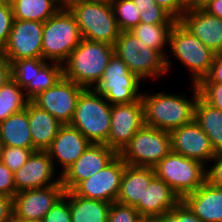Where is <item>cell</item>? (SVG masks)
Instances as JSON below:
<instances>
[{
    "mask_svg": "<svg viewBox=\"0 0 222 222\" xmlns=\"http://www.w3.org/2000/svg\"><path fill=\"white\" fill-rule=\"evenodd\" d=\"M192 85L193 96L188 98L175 93H142L144 125L170 132L194 121L195 106L199 97L196 84Z\"/></svg>",
    "mask_w": 222,
    "mask_h": 222,
    "instance_id": "6da1fadb",
    "label": "cell"
},
{
    "mask_svg": "<svg viewBox=\"0 0 222 222\" xmlns=\"http://www.w3.org/2000/svg\"><path fill=\"white\" fill-rule=\"evenodd\" d=\"M114 54V46L82 39L63 65V77L84 89H94Z\"/></svg>",
    "mask_w": 222,
    "mask_h": 222,
    "instance_id": "7a4b0ae2",
    "label": "cell"
},
{
    "mask_svg": "<svg viewBox=\"0 0 222 222\" xmlns=\"http://www.w3.org/2000/svg\"><path fill=\"white\" fill-rule=\"evenodd\" d=\"M168 47L171 50L167 53L166 58L167 73L171 69L172 63L168 56V54H171L188 69L191 75V84L197 85L208 75L216 53L188 31L179 21H176L171 29Z\"/></svg>",
    "mask_w": 222,
    "mask_h": 222,
    "instance_id": "3957f363",
    "label": "cell"
},
{
    "mask_svg": "<svg viewBox=\"0 0 222 222\" xmlns=\"http://www.w3.org/2000/svg\"><path fill=\"white\" fill-rule=\"evenodd\" d=\"M112 105L94 89L79 95L70 125L92 144H106L110 134Z\"/></svg>",
    "mask_w": 222,
    "mask_h": 222,
    "instance_id": "277c9868",
    "label": "cell"
},
{
    "mask_svg": "<svg viewBox=\"0 0 222 222\" xmlns=\"http://www.w3.org/2000/svg\"><path fill=\"white\" fill-rule=\"evenodd\" d=\"M81 40L79 26L73 14L69 10L59 9L44 22L43 59L63 64Z\"/></svg>",
    "mask_w": 222,
    "mask_h": 222,
    "instance_id": "5b68a950",
    "label": "cell"
},
{
    "mask_svg": "<svg viewBox=\"0 0 222 222\" xmlns=\"http://www.w3.org/2000/svg\"><path fill=\"white\" fill-rule=\"evenodd\" d=\"M113 46L114 53L140 80H158V77L167 74L166 58L129 31L120 32Z\"/></svg>",
    "mask_w": 222,
    "mask_h": 222,
    "instance_id": "8992f818",
    "label": "cell"
},
{
    "mask_svg": "<svg viewBox=\"0 0 222 222\" xmlns=\"http://www.w3.org/2000/svg\"><path fill=\"white\" fill-rule=\"evenodd\" d=\"M154 171L156 177L169 185L181 200L206 181L204 164L172 151L154 167Z\"/></svg>",
    "mask_w": 222,
    "mask_h": 222,
    "instance_id": "52a82bcc",
    "label": "cell"
},
{
    "mask_svg": "<svg viewBox=\"0 0 222 222\" xmlns=\"http://www.w3.org/2000/svg\"><path fill=\"white\" fill-rule=\"evenodd\" d=\"M76 19L82 39L114 45L120 29L111 3L95 0L69 10Z\"/></svg>",
    "mask_w": 222,
    "mask_h": 222,
    "instance_id": "ba28073f",
    "label": "cell"
},
{
    "mask_svg": "<svg viewBox=\"0 0 222 222\" xmlns=\"http://www.w3.org/2000/svg\"><path fill=\"white\" fill-rule=\"evenodd\" d=\"M171 151L169 132L144 125L118 155L127 165L154 168Z\"/></svg>",
    "mask_w": 222,
    "mask_h": 222,
    "instance_id": "9c48e42d",
    "label": "cell"
},
{
    "mask_svg": "<svg viewBox=\"0 0 222 222\" xmlns=\"http://www.w3.org/2000/svg\"><path fill=\"white\" fill-rule=\"evenodd\" d=\"M140 81L114 53L94 90L111 105L130 104L141 99Z\"/></svg>",
    "mask_w": 222,
    "mask_h": 222,
    "instance_id": "30bf717a",
    "label": "cell"
},
{
    "mask_svg": "<svg viewBox=\"0 0 222 222\" xmlns=\"http://www.w3.org/2000/svg\"><path fill=\"white\" fill-rule=\"evenodd\" d=\"M126 165L117 155L101 171L81 181L72 191L86 199L116 202Z\"/></svg>",
    "mask_w": 222,
    "mask_h": 222,
    "instance_id": "8fae6325",
    "label": "cell"
},
{
    "mask_svg": "<svg viewBox=\"0 0 222 222\" xmlns=\"http://www.w3.org/2000/svg\"><path fill=\"white\" fill-rule=\"evenodd\" d=\"M43 28V22L14 19L8 42L0 53L10 63L19 59L43 58Z\"/></svg>",
    "mask_w": 222,
    "mask_h": 222,
    "instance_id": "7c38bea8",
    "label": "cell"
},
{
    "mask_svg": "<svg viewBox=\"0 0 222 222\" xmlns=\"http://www.w3.org/2000/svg\"><path fill=\"white\" fill-rule=\"evenodd\" d=\"M83 90V87L62 77L53 87L40 92L31 101L53 115L61 124H70L77 99Z\"/></svg>",
    "mask_w": 222,
    "mask_h": 222,
    "instance_id": "4fadbf2b",
    "label": "cell"
},
{
    "mask_svg": "<svg viewBox=\"0 0 222 222\" xmlns=\"http://www.w3.org/2000/svg\"><path fill=\"white\" fill-rule=\"evenodd\" d=\"M64 193L65 189L61 181L45 188L20 191L13 197L14 218L41 222Z\"/></svg>",
    "mask_w": 222,
    "mask_h": 222,
    "instance_id": "5bb4252c",
    "label": "cell"
},
{
    "mask_svg": "<svg viewBox=\"0 0 222 222\" xmlns=\"http://www.w3.org/2000/svg\"><path fill=\"white\" fill-rule=\"evenodd\" d=\"M143 126L141 99L130 104H113L110 134L106 145L119 154Z\"/></svg>",
    "mask_w": 222,
    "mask_h": 222,
    "instance_id": "9a60e30c",
    "label": "cell"
},
{
    "mask_svg": "<svg viewBox=\"0 0 222 222\" xmlns=\"http://www.w3.org/2000/svg\"><path fill=\"white\" fill-rule=\"evenodd\" d=\"M169 134L172 152L200 161L206 167L217 154L210 139L195 120L170 131Z\"/></svg>",
    "mask_w": 222,
    "mask_h": 222,
    "instance_id": "2e32d148",
    "label": "cell"
},
{
    "mask_svg": "<svg viewBox=\"0 0 222 222\" xmlns=\"http://www.w3.org/2000/svg\"><path fill=\"white\" fill-rule=\"evenodd\" d=\"M118 154L106 144H92L61 175L65 191H72L81 181L101 171Z\"/></svg>",
    "mask_w": 222,
    "mask_h": 222,
    "instance_id": "e0dca14e",
    "label": "cell"
},
{
    "mask_svg": "<svg viewBox=\"0 0 222 222\" xmlns=\"http://www.w3.org/2000/svg\"><path fill=\"white\" fill-rule=\"evenodd\" d=\"M56 168L47 151H34L26 163L14 172L16 192L45 188L59 183L61 176L54 177Z\"/></svg>",
    "mask_w": 222,
    "mask_h": 222,
    "instance_id": "ac0fdd59",
    "label": "cell"
},
{
    "mask_svg": "<svg viewBox=\"0 0 222 222\" xmlns=\"http://www.w3.org/2000/svg\"><path fill=\"white\" fill-rule=\"evenodd\" d=\"M91 145V142L75 127L62 124L57 136L46 150L54 167H62L61 176Z\"/></svg>",
    "mask_w": 222,
    "mask_h": 222,
    "instance_id": "d6986e66",
    "label": "cell"
},
{
    "mask_svg": "<svg viewBox=\"0 0 222 222\" xmlns=\"http://www.w3.org/2000/svg\"><path fill=\"white\" fill-rule=\"evenodd\" d=\"M179 22L214 53L222 51V19L202 8L189 7Z\"/></svg>",
    "mask_w": 222,
    "mask_h": 222,
    "instance_id": "ffe728a7",
    "label": "cell"
},
{
    "mask_svg": "<svg viewBox=\"0 0 222 222\" xmlns=\"http://www.w3.org/2000/svg\"><path fill=\"white\" fill-rule=\"evenodd\" d=\"M181 199L163 180L155 177L143 194V201L134 207L141 217L158 219L172 210Z\"/></svg>",
    "mask_w": 222,
    "mask_h": 222,
    "instance_id": "44dd1931",
    "label": "cell"
},
{
    "mask_svg": "<svg viewBox=\"0 0 222 222\" xmlns=\"http://www.w3.org/2000/svg\"><path fill=\"white\" fill-rule=\"evenodd\" d=\"M182 201L202 222H222V188L205 181Z\"/></svg>",
    "mask_w": 222,
    "mask_h": 222,
    "instance_id": "7402d4cb",
    "label": "cell"
},
{
    "mask_svg": "<svg viewBox=\"0 0 222 222\" xmlns=\"http://www.w3.org/2000/svg\"><path fill=\"white\" fill-rule=\"evenodd\" d=\"M155 177L153 167L126 165L116 202L135 207L139 201H143V194Z\"/></svg>",
    "mask_w": 222,
    "mask_h": 222,
    "instance_id": "603a6c76",
    "label": "cell"
},
{
    "mask_svg": "<svg viewBox=\"0 0 222 222\" xmlns=\"http://www.w3.org/2000/svg\"><path fill=\"white\" fill-rule=\"evenodd\" d=\"M28 119L33 149L46 151L57 136L61 123L32 101L28 102Z\"/></svg>",
    "mask_w": 222,
    "mask_h": 222,
    "instance_id": "cb8c5ba5",
    "label": "cell"
},
{
    "mask_svg": "<svg viewBox=\"0 0 222 222\" xmlns=\"http://www.w3.org/2000/svg\"><path fill=\"white\" fill-rule=\"evenodd\" d=\"M0 139L4 146L33 149L28 119V103L25 109L0 122Z\"/></svg>",
    "mask_w": 222,
    "mask_h": 222,
    "instance_id": "d4e9b609",
    "label": "cell"
},
{
    "mask_svg": "<svg viewBox=\"0 0 222 222\" xmlns=\"http://www.w3.org/2000/svg\"><path fill=\"white\" fill-rule=\"evenodd\" d=\"M71 222H107L111 203L86 199L68 191Z\"/></svg>",
    "mask_w": 222,
    "mask_h": 222,
    "instance_id": "484cf974",
    "label": "cell"
},
{
    "mask_svg": "<svg viewBox=\"0 0 222 222\" xmlns=\"http://www.w3.org/2000/svg\"><path fill=\"white\" fill-rule=\"evenodd\" d=\"M195 122L210 139L216 153L222 151V111L212 107L200 96L195 106Z\"/></svg>",
    "mask_w": 222,
    "mask_h": 222,
    "instance_id": "4316f807",
    "label": "cell"
},
{
    "mask_svg": "<svg viewBox=\"0 0 222 222\" xmlns=\"http://www.w3.org/2000/svg\"><path fill=\"white\" fill-rule=\"evenodd\" d=\"M14 19L45 22L59 9L58 0H12Z\"/></svg>",
    "mask_w": 222,
    "mask_h": 222,
    "instance_id": "83f0119b",
    "label": "cell"
},
{
    "mask_svg": "<svg viewBox=\"0 0 222 222\" xmlns=\"http://www.w3.org/2000/svg\"><path fill=\"white\" fill-rule=\"evenodd\" d=\"M174 24H147L139 23L129 32L145 43L148 47L159 51L167 58V46L169 44V36Z\"/></svg>",
    "mask_w": 222,
    "mask_h": 222,
    "instance_id": "f1b7e54d",
    "label": "cell"
},
{
    "mask_svg": "<svg viewBox=\"0 0 222 222\" xmlns=\"http://www.w3.org/2000/svg\"><path fill=\"white\" fill-rule=\"evenodd\" d=\"M63 77V65L57 62L46 63L40 71H35L30 83L24 88L26 97L31 101L40 92L48 90Z\"/></svg>",
    "mask_w": 222,
    "mask_h": 222,
    "instance_id": "f546056e",
    "label": "cell"
},
{
    "mask_svg": "<svg viewBox=\"0 0 222 222\" xmlns=\"http://www.w3.org/2000/svg\"><path fill=\"white\" fill-rule=\"evenodd\" d=\"M30 100L12 78L0 89V122L26 108Z\"/></svg>",
    "mask_w": 222,
    "mask_h": 222,
    "instance_id": "4dcf8cb0",
    "label": "cell"
},
{
    "mask_svg": "<svg viewBox=\"0 0 222 222\" xmlns=\"http://www.w3.org/2000/svg\"><path fill=\"white\" fill-rule=\"evenodd\" d=\"M120 31H130L140 23V10L132 0H117L111 3Z\"/></svg>",
    "mask_w": 222,
    "mask_h": 222,
    "instance_id": "1f68e13d",
    "label": "cell"
},
{
    "mask_svg": "<svg viewBox=\"0 0 222 222\" xmlns=\"http://www.w3.org/2000/svg\"><path fill=\"white\" fill-rule=\"evenodd\" d=\"M47 62L43 58H27L13 61L11 62V78L24 89L32 80L35 71H40Z\"/></svg>",
    "mask_w": 222,
    "mask_h": 222,
    "instance_id": "d6a6232c",
    "label": "cell"
},
{
    "mask_svg": "<svg viewBox=\"0 0 222 222\" xmlns=\"http://www.w3.org/2000/svg\"><path fill=\"white\" fill-rule=\"evenodd\" d=\"M140 10V22L147 24H175L176 20L155 0H132Z\"/></svg>",
    "mask_w": 222,
    "mask_h": 222,
    "instance_id": "836d02e7",
    "label": "cell"
},
{
    "mask_svg": "<svg viewBox=\"0 0 222 222\" xmlns=\"http://www.w3.org/2000/svg\"><path fill=\"white\" fill-rule=\"evenodd\" d=\"M34 151V149L4 146L1 161L14 173L26 163Z\"/></svg>",
    "mask_w": 222,
    "mask_h": 222,
    "instance_id": "e575fe53",
    "label": "cell"
},
{
    "mask_svg": "<svg viewBox=\"0 0 222 222\" xmlns=\"http://www.w3.org/2000/svg\"><path fill=\"white\" fill-rule=\"evenodd\" d=\"M41 222H71L68 191L46 213Z\"/></svg>",
    "mask_w": 222,
    "mask_h": 222,
    "instance_id": "d590c367",
    "label": "cell"
},
{
    "mask_svg": "<svg viewBox=\"0 0 222 222\" xmlns=\"http://www.w3.org/2000/svg\"><path fill=\"white\" fill-rule=\"evenodd\" d=\"M155 222H202L181 200L172 210L156 219Z\"/></svg>",
    "mask_w": 222,
    "mask_h": 222,
    "instance_id": "8d00e7d4",
    "label": "cell"
},
{
    "mask_svg": "<svg viewBox=\"0 0 222 222\" xmlns=\"http://www.w3.org/2000/svg\"><path fill=\"white\" fill-rule=\"evenodd\" d=\"M141 218L134 207L118 202L111 203L107 222H137Z\"/></svg>",
    "mask_w": 222,
    "mask_h": 222,
    "instance_id": "74e56055",
    "label": "cell"
},
{
    "mask_svg": "<svg viewBox=\"0 0 222 222\" xmlns=\"http://www.w3.org/2000/svg\"><path fill=\"white\" fill-rule=\"evenodd\" d=\"M197 87L205 102L222 111V83H198Z\"/></svg>",
    "mask_w": 222,
    "mask_h": 222,
    "instance_id": "f35d334b",
    "label": "cell"
},
{
    "mask_svg": "<svg viewBox=\"0 0 222 222\" xmlns=\"http://www.w3.org/2000/svg\"><path fill=\"white\" fill-rule=\"evenodd\" d=\"M14 22V15L11 5H0V52L6 46L11 28Z\"/></svg>",
    "mask_w": 222,
    "mask_h": 222,
    "instance_id": "ab89813d",
    "label": "cell"
},
{
    "mask_svg": "<svg viewBox=\"0 0 222 222\" xmlns=\"http://www.w3.org/2000/svg\"><path fill=\"white\" fill-rule=\"evenodd\" d=\"M211 167H206V181L215 187L222 188V151L218 152L212 159Z\"/></svg>",
    "mask_w": 222,
    "mask_h": 222,
    "instance_id": "60d3db41",
    "label": "cell"
},
{
    "mask_svg": "<svg viewBox=\"0 0 222 222\" xmlns=\"http://www.w3.org/2000/svg\"><path fill=\"white\" fill-rule=\"evenodd\" d=\"M0 193L12 198L17 193L14 184V173L2 161L0 162Z\"/></svg>",
    "mask_w": 222,
    "mask_h": 222,
    "instance_id": "b9f144b4",
    "label": "cell"
},
{
    "mask_svg": "<svg viewBox=\"0 0 222 222\" xmlns=\"http://www.w3.org/2000/svg\"><path fill=\"white\" fill-rule=\"evenodd\" d=\"M157 5L179 21L189 6L183 0H155Z\"/></svg>",
    "mask_w": 222,
    "mask_h": 222,
    "instance_id": "7bdbcfd3",
    "label": "cell"
},
{
    "mask_svg": "<svg viewBox=\"0 0 222 222\" xmlns=\"http://www.w3.org/2000/svg\"><path fill=\"white\" fill-rule=\"evenodd\" d=\"M199 83H222V55L216 54L208 75Z\"/></svg>",
    "mask_w": 222,
    "mask_h": 222,
    "instance_id": "ee69618b",
    "label": "cell"
},
{
    "mask_svg": "<svg viewBox=\"0 0 222 222\" xmlns=\"http://www.w3.org/2000/svg\"><path fill=\"white\" fill-rule=\"evenodd\" d=\"M13 198L0 193V222L13 220Z\"/></svg>",
    "mask_w": 222,
    "mask_h": 222,
    "instance_id": "f6af8a7d",
    "label": "cell"
},
{
    "mask_svg": "<svg viewBox=\"0 0 222 222\" xmlns=\"http://www.w3.org/2000/svg\"><path fill=\"white\" fill-rule=\"evenodd\" d=\"M11 79V63L0 53V89Z\"/></svg>",
    "mask_w": 222,
    "mask_h": 222,
    "instance_id": "bcb514c9",
    "label": "cell"
},
{
    "mask_svg": "<svg viewBox=\"0 0 222 222\" xmlns=\"http://www.w3.org/2000/svg\"><path fill=\"white\" fill-rule=\"evenodd\" d=\"M203 10H205L208 14L216 16L222 19V0H214L208 3Z\"/></svg>",
    "mask_w": 222,
    "mask_h": 222,
    "instance_id": "7dc6e473",
    "label": "cell"
},
{
    "mask_svg": "<svg viewBox=\"0 0 222 222\" xmlns=\"http://www.w3.org/2000/svg\"><path fill=\"white\" fill-rule=\"evenodd\" d=\"M92 1H95V0H58V5L60 9L62 10H70L79 4L92 2Z\"/></svg>",
    "mask_w": 222,
    "mask_h": 222,
    "instance_id": "c3c4849f",
    "label": "cell"
},
{
    "mask_svg": "<svg viewBox=\"0 0 222 222\" xmlns=\"http://www.w3.org/2000/svg\"><path fill=\"white\" fill-rule=\"evenodd\" d=\"M214 0H195L189 7L204 8L208 3Z\"/></svg>",
    "mask_w": 222,
    "mask_h": 222,
    "instance_id": "681fc988",
    "label": "cell"
},
{
    "mask_svg": "<svg viewBox=\"0 0 222 222\" xmlns=\"http://www.w3.org/2000/svg\"><path fill=\"white\" fill-rule=\"evenodd\" d=\"M137 222H155V219L141 217Z\"/></svg>",
    "mask_w": 222,
    "mask_h": 222,
    "instance_id": "f907efd6",
    "label": "cell"
},
{
    "mask_svg": "<svg viewBox=\"0 0 222 222\" xmlns=\"http://www.w3.org/2000/svg\"><path fill=\"white\" fill-rule=\"evenodd\" d=\"M12 0H0V5H11Z\"/></svg>",
    "mask_w": 222,
    "mask_h": 222,
    "instance_id": "816d5d0a",
    "label": "cell"
},
{
    "mask_svg": "<svg viewBox=\"0 0 222 222\" xmlns=\"http://www.w3.org/2000/svg\"><path fill=\"white\" fill-rule=\"evenodd\" d=\"M3 147L4 145L2 144L1 139H0V162H1V157H2Z\"/></svg>",
    "mask_w": 222,
    "mask_h": 222,
    "instance_id": "f5cc1de1",
    "label": "cell"
},
{
    "mask_svg": "<svg viewBox=\"0 0 222 222\" xmlns=\"http://www.w3.org/2000/svg\"><path fill=\"white\" fill-rule=\"evenodd\" d=\"M12 222H32V221H27V220H20V219H15V218L13 217V220H12Z\"/></svg>",
    "mask_w": 222,
    "mask_h": 222,
    "instance_id": "db71d44e",
    "label": "cell"
},
{
    "mask_svg": "<svg viewBox=\"0 0 222 222\" xmlns=\"http://www.w3.org/2000/svg\"><path fill=\"white\" fill-rule=\"evenodd\" d=\"M188 6H190L195 0H183Z\"/></svg>",
    "mask_w": 222,
    "mask_h": 222,
    "instance_id": "11a10c76",
    "label": "cell"
},
{
    "mask_svg": "<svg viewBox=\"0 0 222 222\" xmlns=\"http://www.w3.org/2000/svg\"><path fill=\"white\" fill-rule=\"evenodd\" d=\"M99 1L112 3V2L117 1V0H99Z\"/></svg>",
    "mask_w": 222,
    "mask_h": 222,
    "instance_id": "9f6ffc18",
    "label": "cell"
}]
</instances>
